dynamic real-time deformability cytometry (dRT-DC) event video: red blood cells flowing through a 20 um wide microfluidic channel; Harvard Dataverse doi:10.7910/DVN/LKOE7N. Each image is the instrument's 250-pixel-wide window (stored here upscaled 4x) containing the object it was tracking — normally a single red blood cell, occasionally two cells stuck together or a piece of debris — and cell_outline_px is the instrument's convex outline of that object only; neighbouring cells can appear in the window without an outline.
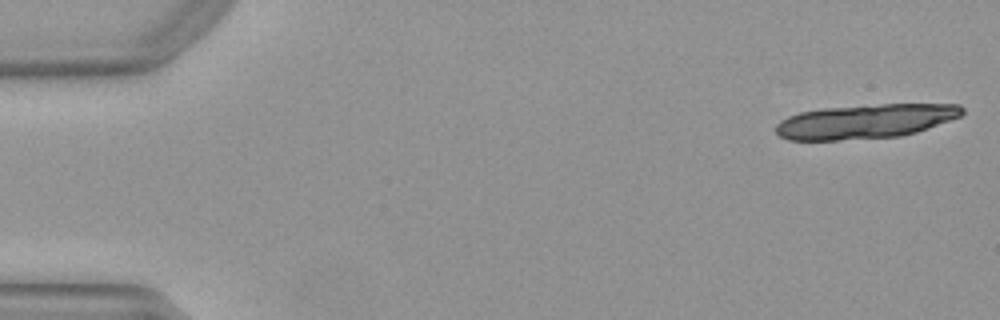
{"species": "Egyptian fruit bat (a non-hibernating species)", "species_latin": "Rousettus aegyptiacus", "temperature_condition": "warm", "stored_images_in_passage": 14, "camera_frame_rate_fps": 3000, "um_per_image_px": 0.085, "animal": {"sex": "female"}, "frame": {"image": 1, "passage_image": 1, "time_ms": 0.0, "image_size_px": [1000, 320], "cell_outline_px": [[964, 112], [960, 116], [928, 128], [916, 132], [900, 136], [840, 140], [788, 140], [780, 136], [776, 132], [776, 124], [780, 120], [788, 116], [800, 112], [824, 108], [880, 104], [960, 104], [964, 108]], "centroid_in_image_um": [73.54, 10.31], "position_along_channel_um": 11.5, "area_um2": 37.17}}